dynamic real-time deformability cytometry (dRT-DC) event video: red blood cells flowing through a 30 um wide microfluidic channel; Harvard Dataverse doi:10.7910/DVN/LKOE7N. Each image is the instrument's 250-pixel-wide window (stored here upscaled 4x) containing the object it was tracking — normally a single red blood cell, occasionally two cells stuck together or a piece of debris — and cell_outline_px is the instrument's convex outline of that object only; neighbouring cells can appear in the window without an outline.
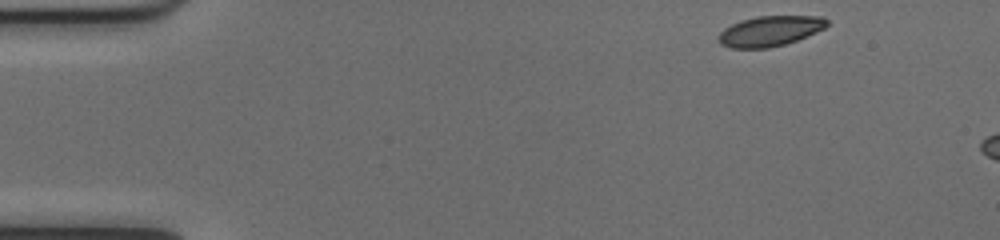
{"species": "common noctule bat (a hibernating species)", "species_latin": "Nyctalus noctula", "temperature_condition": "cold", "stored_images_in_passage": 6, "camera_frame_rate_fps": 3000, "um_per_image_px": 0.085, "animal": {"sex": "female", "body_mass_g": 17.0, "forearm_length_mm": 48.0}, "frame": {"image": 1, "passage_image": 1, "time_ms": 0.0, "image_size_px": [1000, 240], "cell_outline_px": [[828, 24], [824, 28], [816, 32], [796, 40], [784, 44], [768, 48], [732, 48], [720, 44], [716, 40], [716, 36], [724, 28], [740, 20], [756, 16], [824, 16], [828, 20]], "centroid_in_image_um": [65.4, 2.63], "position_along_channel_um": 19.6, "area_um2": 19.25}}